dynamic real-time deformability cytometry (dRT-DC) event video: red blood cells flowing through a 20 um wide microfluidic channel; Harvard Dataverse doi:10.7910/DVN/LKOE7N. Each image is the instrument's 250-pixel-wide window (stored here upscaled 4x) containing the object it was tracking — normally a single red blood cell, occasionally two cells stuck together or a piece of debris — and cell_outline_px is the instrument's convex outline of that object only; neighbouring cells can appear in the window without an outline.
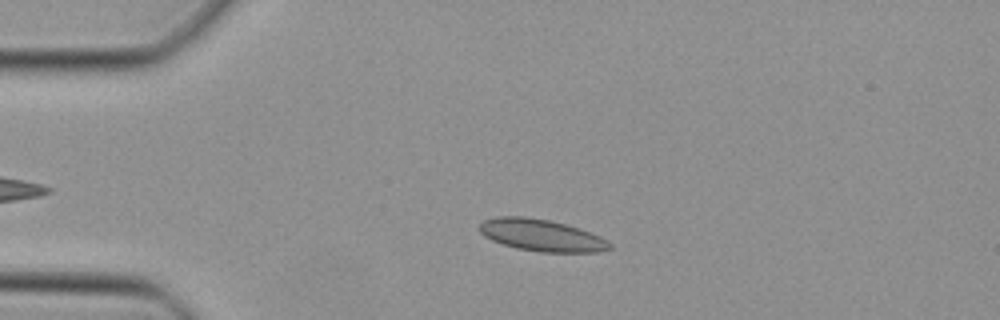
{"species": "Egyptian fruit bat (a non-hibernating species)", "species_latin": "Rousettus aegyptiacus", "temperature_condition": "cold", "stored_images_in_passage": 24, "camera_frame_rate_fps": 3000, "um_per_image_px": 0.085, "animal": {"sex": "female"}, "frame": {"image": 1, "passage_image": 9, "time_ms": 2.667, "image_size_px": [1000, 320], "cell_outline_px": [[612, 248], [600, 252], [540, 252], [516, 248], [492, 240], [484, 236], [480, 232], [480, 224], [484, 220], [496, 216], [524, 216], [548, 220], [580, 228], [600, 236], [612, 244]], "centroid_in_image_um": [46.04, 20.0], "position_along_channel_um": 39.0, "area_um2": 24.16}}
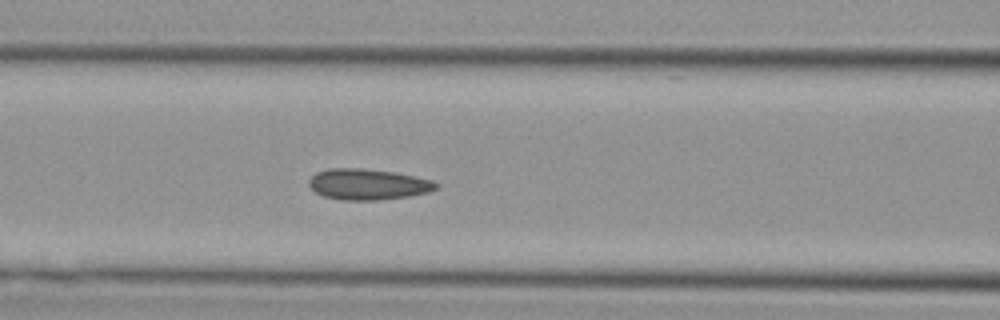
{"frame": {"image": 2, "passage_image": 18, "time_ms": 5.667, "image_size_px": [1000, 320], "cell_outline_px": [[440, 184], [436, 188], [428, 192], [408, 196], [376, 200], [340, 200], [324, 196], [316, 192], [308, 184], [308, 180], [316, 172], [328, 168], [364, 168], [396, 172], [432, 180]], "centroid_in_image_um": [31.26, 15.65], "position_along_channel_um": 135.3, "area_um2": 22.95}}
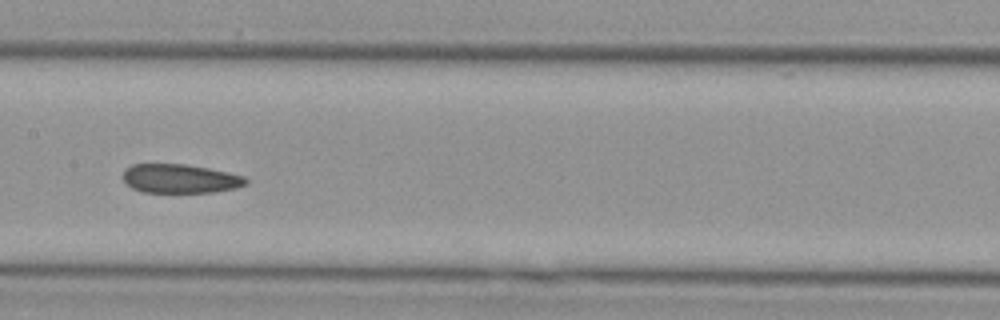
{"frame": {"image": 3, "passage_image": 22, "time_ms": 7.0, "image_size_px": [1000, 320], "cell_outline_px": [[248, 184], [236, 188], [212, 192], [144, 192], [132, 188], [120, 176], [124, 168], [132, 164], [184, 164], [208, 168], [244, 176], [248, 180]], "centroid_in_image_um": [15.27, 15.18], "position_along_channel_um": 192.1, "area_um2": 20.81}}